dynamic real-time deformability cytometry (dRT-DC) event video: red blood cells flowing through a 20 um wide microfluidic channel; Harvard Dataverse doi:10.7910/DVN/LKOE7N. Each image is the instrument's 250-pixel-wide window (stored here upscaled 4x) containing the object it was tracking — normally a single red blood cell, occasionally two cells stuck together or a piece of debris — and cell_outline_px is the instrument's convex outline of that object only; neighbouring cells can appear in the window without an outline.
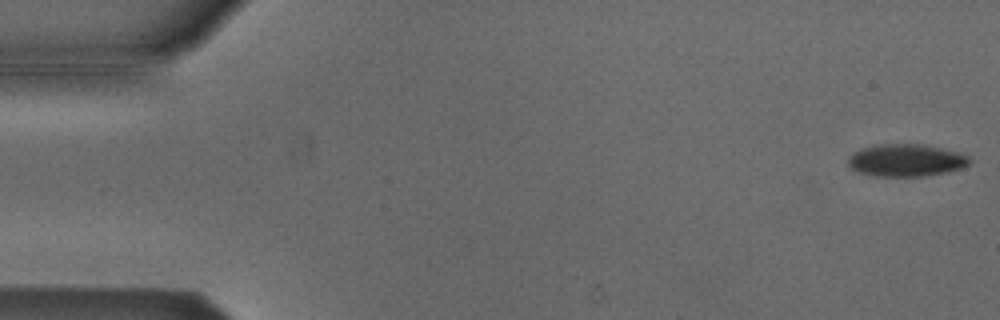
{"species": "Egyptian fruit bat (a non-hibernating species)", "species_latin": "Rousettus aegyptiacus", "temperature_condition": "cold", "stored_images_in_passage": 49, "camera_frame_rate_fps": 3000, "um_per_image_px": 0.085, "animal": {"sex": "male"}, "frame": {"image": 1, "passage_image": 1, "time_ms": 0.0, "image_size_px": [1000, 320], "cell_outline_px": [[972, 160], [968, 164], [960, 168], [948, 172], [924, 176], [872, 176], [860, 172], [852, 168], [848, 164], [848, 156], [852, 152], [860, 148], [872, 144], [916, 144], [940, 148], [960, 152], [968, 156]], "centroid_in_image_um": [76.98, 13.62], "position_along_channel_um": 8.0, "area_um2": 23.0}}
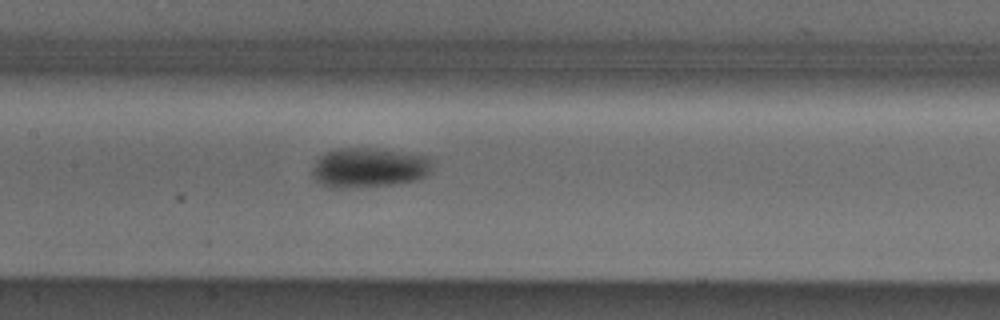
{"frame": {"image": 2, "passage_image": 25, "time_ms": 8.0, "image_size_px": [1000, 320], "cell_outline_px": [[432, 168], [428, 176], [416, 180], [392, 184], [344, 188], [324, 188], [312, 176], [312, 168], [316, 160], [324, 152], [336, 148], [380, 148], [432, 156]], "centroid_in_image_um": [31.37, 14.23], "position_along_channel_um": 176.0, "area_um2": 28.5}}
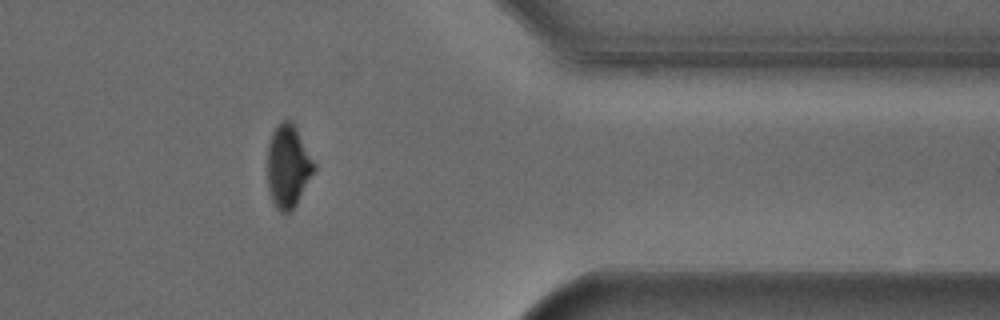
{"frame": {"image": 3, "passage_image": 43, "time_ms": 14.0, "image_size_px": [1000, 320], "cell_outline_px": [[316, 168], [292, 212], [280, 212], [276, 208], [272, 200], [268, 188], [268, 144], [272, 132], [284, 120], [292, 120], [316, 164]], "centroid_in_image_um": [24.5, 14.15], "position_along_channel_um": 386.9, "area_um2": 22.43}, "authors_computed_cell_mechanics": {"area_um2": 25.3164, "velocity_mm_per_s": 3.8253, "shape_relaxation_time_tau1_ms": 3.5688, "shape_relaxation_time_tau2_ms": null, "deformation_change_tau1": 0.1095, "deformation_change_tau2": null}}